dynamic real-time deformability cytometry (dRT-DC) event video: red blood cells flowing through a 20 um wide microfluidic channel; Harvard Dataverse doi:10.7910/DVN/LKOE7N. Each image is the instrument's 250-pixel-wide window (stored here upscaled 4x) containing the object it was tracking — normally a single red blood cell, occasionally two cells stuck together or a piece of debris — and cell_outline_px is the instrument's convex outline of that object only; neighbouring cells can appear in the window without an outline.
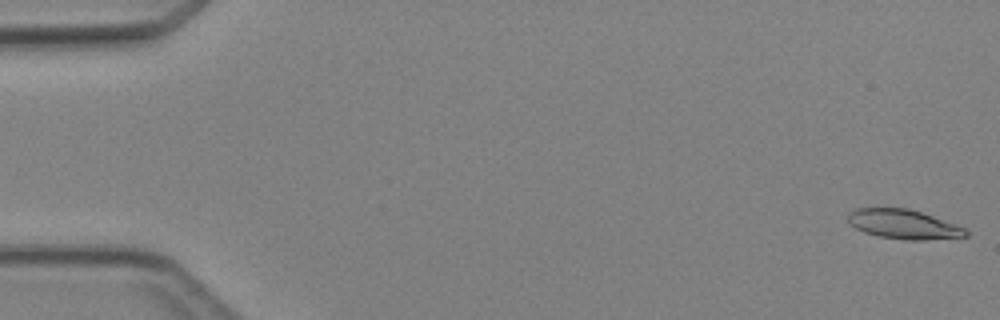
{"species": "Egyptian fruit bat (a non-hibernating species)", "species_latin": "Rousettus aegyptiacus", "temperature_condition": "cold", "stored_images_in_passage": 5, "camera_frame_rate_fps": 3000, "um_per_image_px": 0.085, "animal": {"sex": "female"}, "frame": {"image": 1, "passage_image": 1, "time_ms": 0.0, "image_size_px": [1000, 320], "cell_outline_px": [[968, 236], [924, 240], [904, 240], [880, 236], [864, 232], [856, 228], [848, 220], [848, 212], [856, 208], [908, 208], [932, 216], [964, 228], [968, 232]], "centroid_in_image_um": [76.78, 19.06], "position_along_channel_um": 8.2, "area_um2": 19.88}}